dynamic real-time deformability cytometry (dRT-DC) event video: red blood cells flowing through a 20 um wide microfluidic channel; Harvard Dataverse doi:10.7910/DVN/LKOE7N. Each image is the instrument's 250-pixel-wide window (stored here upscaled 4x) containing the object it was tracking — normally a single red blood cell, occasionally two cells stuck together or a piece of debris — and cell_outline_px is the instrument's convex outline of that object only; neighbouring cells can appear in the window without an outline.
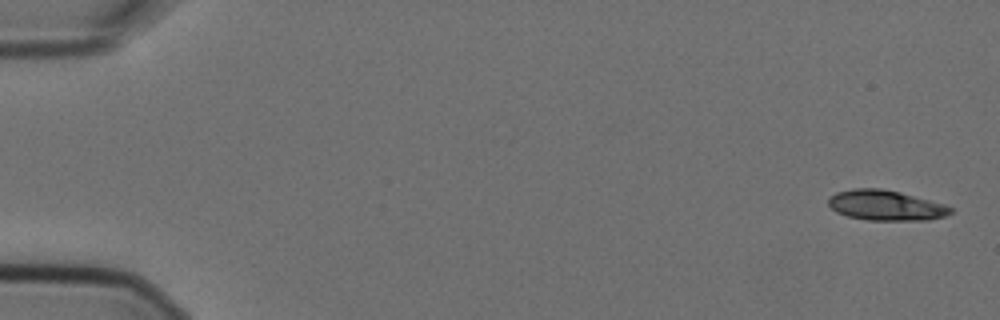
{"species": "Egyptian fruit bat (a non-hibernating species)", "species_latin": "Rousettus aegyptiacus", "temperature_condition": "cold", "stored_images_in_passage": 5, "camera_frame_rate_fps": 3000, "um_per_image_px": 0.085, "animal": {"sex": "female"}, "frame": {"image": 1, "passage_image": 1, "time_ms": 0.0, "image_size_px": [1000, 320], "cell_outline_px": [[952, 212], [944, 216], [928, 220], [868, 220], [848, 216], [836, 212], [828, 204], [828, 200], [836, 192], [852, 188], [880, 188], [900, 192], [944, 204], [952, 208]], "centroid_in_image_um": [75.28, 17.45], "position_along_channel_um": 9.7, "area_um2": 21.39}}
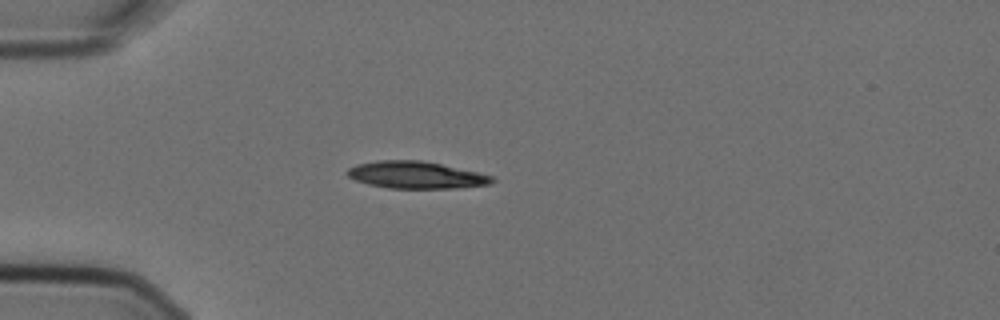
{"frame": {"image": 2, "passage_image": 5, "time_ms": 1.333, "image_size_px": [1000, 320], "cell_outline_px": [[496, 180], [492, 184], [456, 188], [388, 188], [368, 184], [356, 180], [348, 176], [344, 172], [348, 168], [356, 164], [376, 160], [420, 160], [440, 164], [476, 172], [492, 176]], "centroid_in_image_um": [35.32, 14.87], "position_along_channel_um": 49.7, "area_um2": 22.83}}